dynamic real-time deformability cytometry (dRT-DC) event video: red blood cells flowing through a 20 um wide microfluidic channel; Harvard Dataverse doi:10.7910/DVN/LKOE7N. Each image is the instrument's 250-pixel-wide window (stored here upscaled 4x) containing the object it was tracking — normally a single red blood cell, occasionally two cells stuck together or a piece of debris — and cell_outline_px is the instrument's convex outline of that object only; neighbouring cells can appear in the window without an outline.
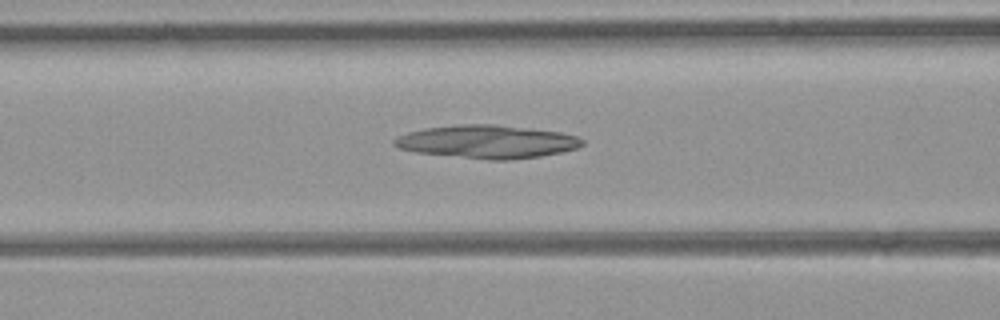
{"species": "common noctule bat (a hibernating species)", "species_latin": "Nyctalus noctula", "temperature_condition": "room temperature", "stored_images_in_passage": 44, "camera_frame_rate_fps": 3000, "um_per_image_px": 0.085, "animal": {"sex": "female", "body_mass_g": 21.9}, "frame": {"image": 1, "passage_image": 17, "time_ms": 5.333, "image_size_px": [1000, 320], "cell_outline_px": [[584, 144], [580, 148], [540, 156], [512, 160], [488, 160], [416, 152], [400, 148], [392, 144], [392, 140], [396, 136], [408, 132], [424, 128], [460, 124], [496, 124], [560, 132], [576, 136], [584, 140]], "centroid_in_image_um": [41.4, 12.04], "position_along_channel_um": 125.2, "area_um2": 36.47}}
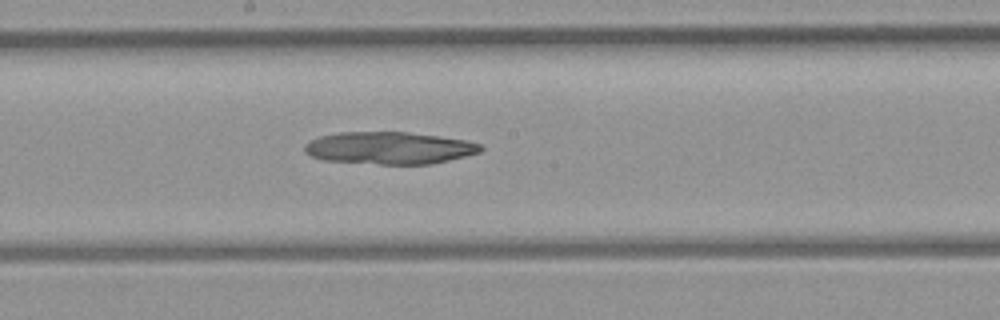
{"frame": {"image": 2, "passage_image": 23, "time_ms": 7.333, "image_size_px": [1000, 320], "cell_outline_px": [[484, 148], [480, 152], [448, 160], [428, 164], [380, 164], [320, 160], [304, 152], [304, 144], [320, 136], [340, 132], [408, 132], [464, 140], [480, 144]], "centroid_in_image_um": [33.04, 12.58], "position_along_channel_um": 215.2, "area_um2": 32.89}}
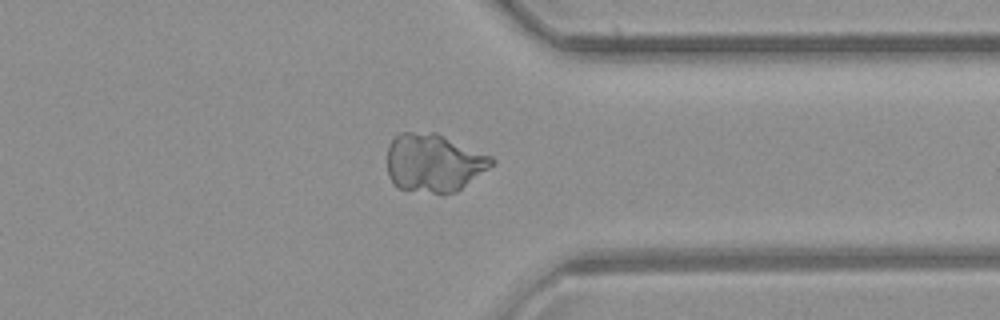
{"frame": {"image": 3, "passage_image": 34, "time_ms": 11.0, "image_size_px": [1000, 320], "cell_outline_px": [[496, 160], [488, 168], [456, 192], [432, 192], [396, 188], [392, 184], [388, 176], [388, 148], [392, 140], [400, 132], [436, 132], [492, 156]], "centroid_in_image_um": [36.85, 13.82], "position_along_channel_um": 374.5, "area_um2": 35.2}}